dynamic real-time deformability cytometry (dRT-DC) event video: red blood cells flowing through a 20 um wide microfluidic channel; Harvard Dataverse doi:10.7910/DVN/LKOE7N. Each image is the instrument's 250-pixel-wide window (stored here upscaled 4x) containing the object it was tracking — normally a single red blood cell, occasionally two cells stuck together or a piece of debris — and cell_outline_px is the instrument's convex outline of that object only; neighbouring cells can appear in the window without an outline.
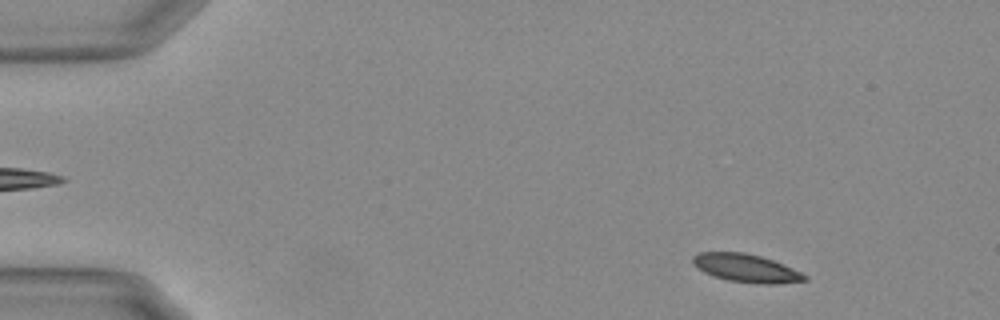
{"species": "Egyptian fruit bat (a non-hibernating species)", "species_latin": "Rousettus aegyptiacus", "temperature_condition": "warm", "stored_images_in_passage": 54, "camera_frame_rate_fps": 3000, "um_per_image_px": 0.085, "animal": {"sex": "female"}, "frame": {"image": 1, "passage_image": 5, "time_ms": 1.333, "image_size_px": [1000, 320], "cell_outline_px": [[808, 280], [776, 284], [764, 284], [728, 280], [712, 276], [704, 272], [692, 260], [692, 256], [700, 252], [744, 252], [760, 256], [772, 260], [792, 268], [808, 276]], "centroid_in_image_um": [63.44, 22.79], "position_along_channel_um": 21.6, "area_um2": 18.09}}
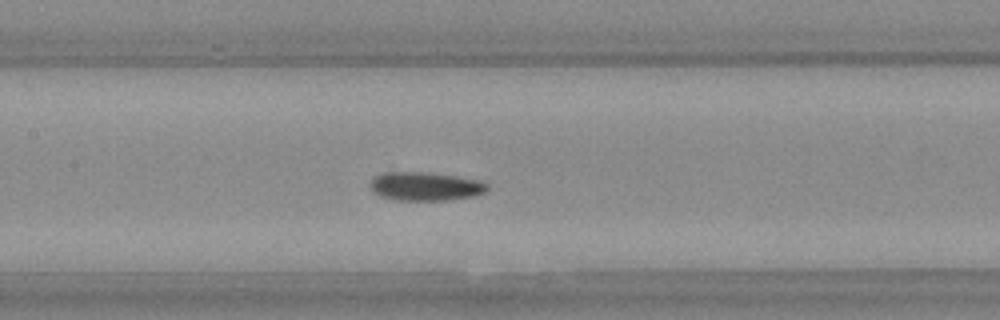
{"frame": {"image": 2, "passage_image": 25, "time_ms": 8.0, "image_size_px": [1000, 320], "cell_outline_px": [[488, 188], [484, 192], [472, 196], [444, 200], [392, 200], [380, 196], [372, 192], [372, 180], [376, 176], [384, 172], [420, 172], [452, 176], [480, 180], [488, 184]], "centroid_in_image_um": [36.13, 15.85], "position_along_channel_um": 171.3, "area_um2": 19.19}}
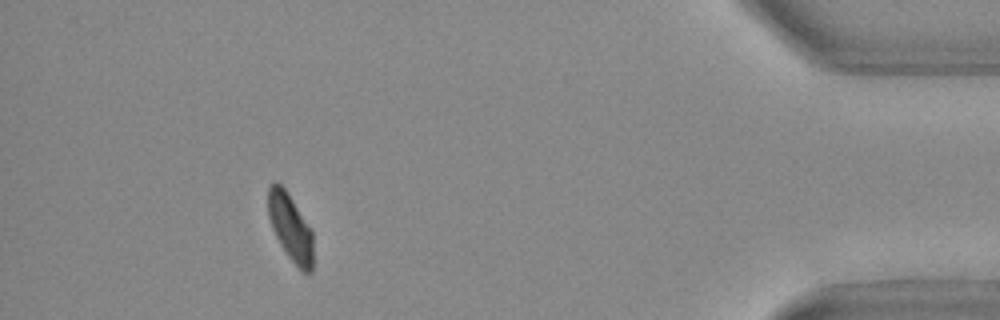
{"frame": {"image": 3, "passage_image": 49, "time_ms": 16.0, "image_size_px": [1000, 320], "cell_outline_px": [[312, 272], [304, 272], [288, 256], [280, 244], [272, 228], [268, 216], [268, 188], [276, 180], [284, 188], [312, 228]], "centroid_in_image_um": [24.68, 19.3], "position_along_channel_um": 410.5, "area_um2": 17.4}, "authors_computed_cell_mechanics": {"area_um2": 19.074, "velocity_mm_per_s": 3.6775, "shape_relaxation_time_tau1_ms": 4.2904, "shape_relaxation_time_tau2_ms": 2.669, "deformation_change_tau1": 0.1298, "deformation_change_tau2": 0.0744}}